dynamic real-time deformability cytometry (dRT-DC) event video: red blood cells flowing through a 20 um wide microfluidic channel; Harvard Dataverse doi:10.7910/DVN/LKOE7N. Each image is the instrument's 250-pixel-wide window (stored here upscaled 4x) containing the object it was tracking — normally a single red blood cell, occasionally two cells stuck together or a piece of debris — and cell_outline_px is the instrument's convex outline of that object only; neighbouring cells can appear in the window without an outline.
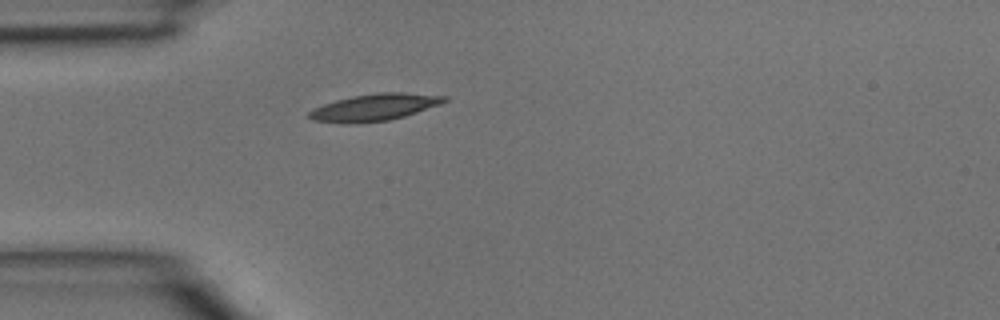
{"species": "common noctule bat (a hibernating species)", "species_latin": "Nyctalus noctula", "temperature_condition": "room temperature", "stored_images_in_passage": 3, "camera_frame_rate_fps": 3000, "um_per_image_px": 0.085, "animal": {"sex": "male", "body_mass_g": 15.6}, "frame": {"image": 1, "passage_image": 3, "time_ms": 0.667, "image_size_px": [1000, 320], "cell_outline_px": [[448, 100], [440, 104], [404, 116], [388, 120], [348, 124], [344, 124], [312, 120], [308, 116], [308, 112], [312, 108], [336, 100], [352, 96], [376, 92], [404, 92], [448, 96]], "centroid_in_image_um": [31.8, 9.11], "position_along_channel_um": 53.2, "area_um2": 21.27}}